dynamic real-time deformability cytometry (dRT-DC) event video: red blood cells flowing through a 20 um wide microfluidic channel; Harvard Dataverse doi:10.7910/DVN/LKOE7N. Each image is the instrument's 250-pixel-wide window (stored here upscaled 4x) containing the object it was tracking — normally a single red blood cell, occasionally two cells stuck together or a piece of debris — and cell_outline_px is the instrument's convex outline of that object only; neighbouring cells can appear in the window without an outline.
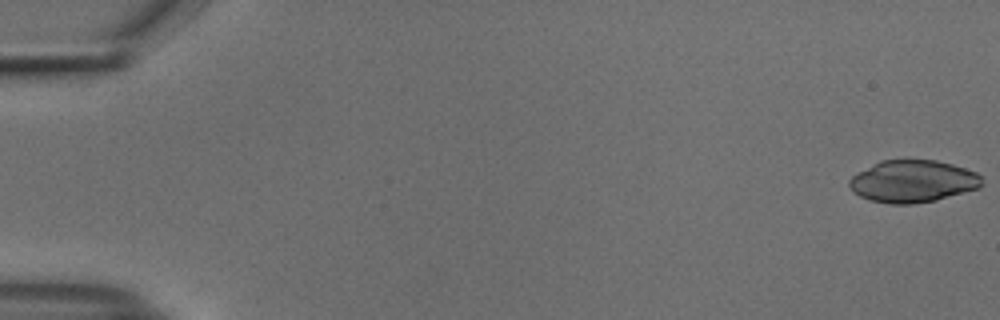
{"species": "common noctule bat (a hibernating species)", "species_latin": "Nyctalus noctula", "temperature_condition": "cold", "stored_images_in_passage": 54, "camera_frame_rate_fps": 3000, "um_per_image_px": 0.085, "animal": {"sex": "male", "body_mass_g": 18.8}, "frame": {"image": 1, "passage_image": 1, "time_ms": 0.0, "image_size_px": [1000, 320], "cell_outline_px": [[980, 188], [936, 200], [912, 204], [892, 204], [872, 200], [860, 196], [852, 192], [848, 184], [848, 180], [856, 172], [880, 160], [936, 160], [952, 164], [976, 172], [980, 176]], "centroid_in_image_um": [77.54, 15.41], "position_along_channel_um": 7.5, "area_um2": 32.6}}